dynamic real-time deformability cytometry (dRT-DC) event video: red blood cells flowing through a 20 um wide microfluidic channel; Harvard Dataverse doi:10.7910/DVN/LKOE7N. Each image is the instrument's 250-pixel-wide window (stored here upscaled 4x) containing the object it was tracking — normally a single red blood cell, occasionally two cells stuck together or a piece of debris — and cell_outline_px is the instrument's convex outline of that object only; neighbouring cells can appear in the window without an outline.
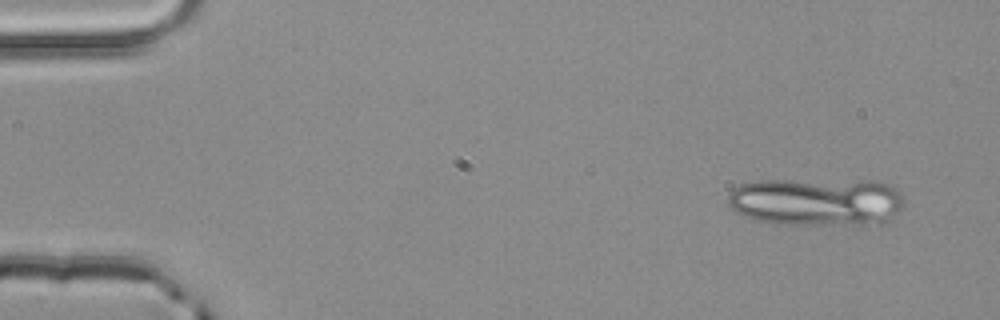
{"species": "common noctule bat (a hibernating species)", "species_latin": "Nyctalus noctula", "temperature_condition": "room temperature", "stored_images_in_passage": 4, "camera_frame_rate_fps": 3000, "um_per_image_px": 0.085, "animal": {"sex": "male", "body_mass_g": 20.4}, "frame": {"image": 1, "passage_image": 1, "time_ms": 0.0, "image_size_px": [1000, 320], "cell_outline_px": [[904, 204], [892, 220], [888, 224], [776, 224], [756, 220], [736, 212], [728, 204], [728, 196], [732, 188], [740, 184], [760, 180], [880, 180], [892, 184], [904, 196]], "centroid_in_image_um": [69.49, 17.14], "position_along_channel_um": 15.5, "area_um2": 50.46}}